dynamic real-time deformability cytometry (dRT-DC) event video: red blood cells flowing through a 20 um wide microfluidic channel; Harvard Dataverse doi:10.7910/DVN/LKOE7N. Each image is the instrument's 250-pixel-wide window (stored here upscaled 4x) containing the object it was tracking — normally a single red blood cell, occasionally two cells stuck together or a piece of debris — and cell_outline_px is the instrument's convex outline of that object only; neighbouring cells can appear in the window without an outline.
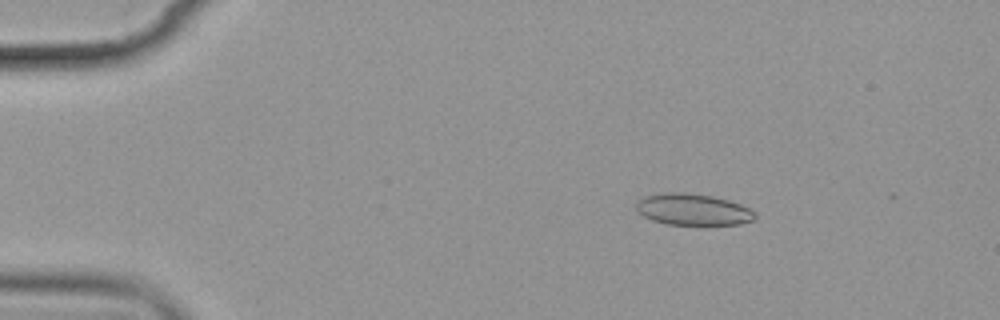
{"species": "common noctule bat (a hibernating species)", "species_latin": "Nyctalus noctula", "temperature_condition": "cold", "stored_images_in_passage": 5, "camera_frame_rate_fps": 3000, "um_per_image_px": 0.085, "animal": {"sex": "female", "body_mass_g": 19.9}, "frame": {"image": 1, "passage_image": 3, "time_ms": 2.333, "image_size_px": [1000, 320], "cell_outline_px": [[756, 216], [752, 220], [740, 224], [668, 224], [652, 220], [636, 212], [636, 200], [644, 196], [660, 192], [684, 192], [712, 196], [728, 200], [740, 204], [756, 212]], "centroid_in_image_um": [58.84, 17.79], "position_along_channel_um": 26.2, "area_um2": 21.85}}